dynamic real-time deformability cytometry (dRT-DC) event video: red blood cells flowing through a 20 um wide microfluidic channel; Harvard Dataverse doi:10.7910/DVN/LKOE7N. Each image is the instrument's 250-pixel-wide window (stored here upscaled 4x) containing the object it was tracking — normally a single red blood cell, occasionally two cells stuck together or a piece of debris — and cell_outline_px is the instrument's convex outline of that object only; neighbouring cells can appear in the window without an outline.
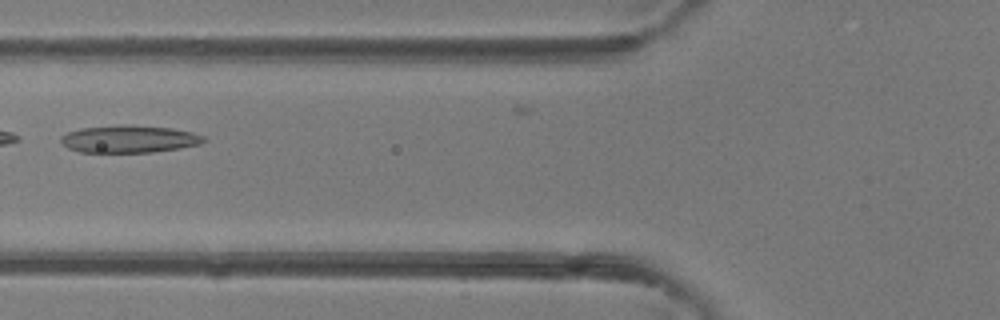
{"species": "common noctule bat (a hibernating species)", "species_latin": "Nyctalus noctula", "temperature_condition": "room temperature", "stored_images_in_passage": 3, "camera_frame_rate_fps": 3000, "um_per_image_px": 0.085, "animal": {"sex": "female"}, "frame": {"image": 1, "passage_image": 2, "time_ms": 1.0, "image_size_px": [1000, 320], "cell_outline_px": [[208, 140], [200, 144], [180, 148], [152, 152], [80, 152], [68, 148], [60, 140], [60, 136], [68, 132], [80, 128], [120, 124], [128, 124], [172, 128], [192, 132], [204, 136]], "centroid_in_image_um": [10.99, 11.8], "position_along_channel_um": 114.8, "area_um2": 23.0}}